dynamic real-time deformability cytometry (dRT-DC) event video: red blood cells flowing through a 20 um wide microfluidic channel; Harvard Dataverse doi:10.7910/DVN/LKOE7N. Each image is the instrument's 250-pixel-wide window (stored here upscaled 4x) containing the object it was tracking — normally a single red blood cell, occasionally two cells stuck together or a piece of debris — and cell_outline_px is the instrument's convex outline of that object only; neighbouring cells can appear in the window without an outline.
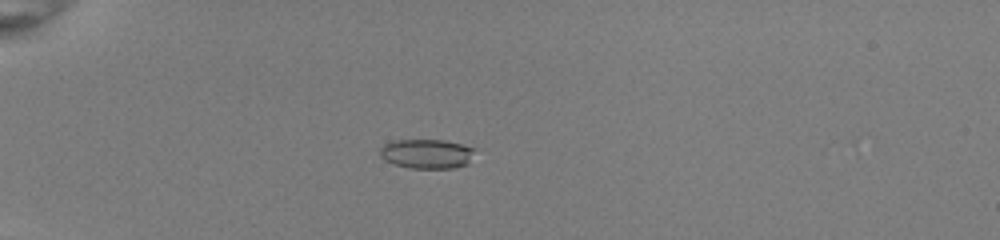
{"species": "common noctule bat (a hibernating species)", "species_latin": "Nyctalus noctula", "temperature_condition": "room temperature", "stored_images_in_passage": 48, "camera_frame_rate_fps": 3000, "um_per_image_px": 0.085, "animal": {"sex": "female", "body_mass_g": 22.0, "forearm_length_mm": 56.7}, "frame": {"image": 1, "passage_image": 12, "time_ms": 3.667, "image_size_px": [1000, 240], "cell_outline_px": [[476, 148], [468, 164], [452, 168], [412, 168], [396, 164], [384, 160], [380, 156], [380, 148], [384, 144], [396, 140], [444, 140]], "centroid_in_image_um": [36.28, 13.07], "position_along_channel_um": 48.7, "area_um2": 16.18}}
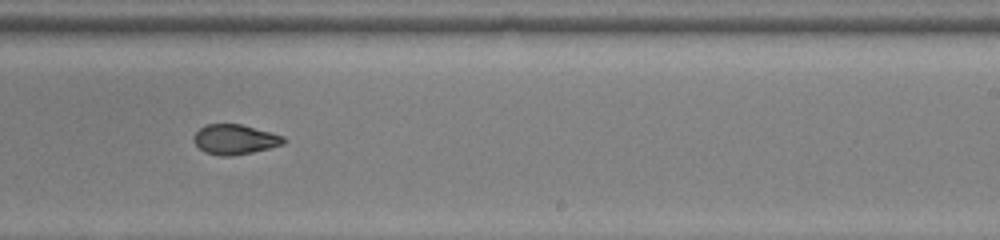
{"frame": {"image": 2, "passage_image": 31, "time_ms": 10.0, "image_size_px": [1000, 240], "cell_outline_px": [[288, 140], [284, 144], [252, 152], [232, 156], [220, 156], [204, 152], [196, 144], [192, 136], [204, 124], [240, 124], [284, 136]], "centroid_in_image_um": [19.96, 11.85], "position_along_channel_um": 269.0, "area_um2": 15.66}}
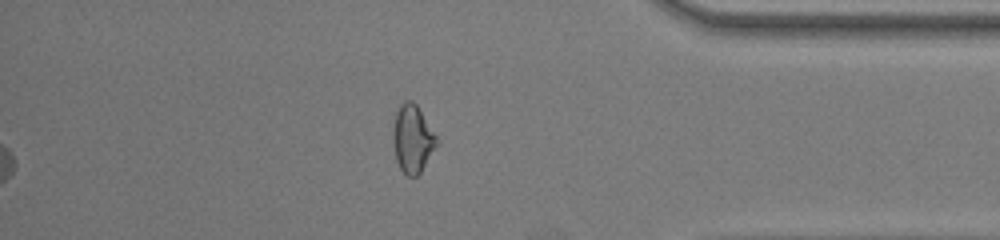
{"frame": {"image": 3, "passage_image": 42, "time_ms": 13.667, "image_size_px": [1000, 240], "cell_outline_px": [[440, 140], [420, 172], [416, 176], [408, 176], [400, 168], [396, 160], [396, 112], [400, 104], [404, 100], [412, 100], [416, 104]], "centroid_in_image_um": [35.13, 11.78], "position_along_channel_um": 400.1, "area_um2": 16.47}, "authors_computed_cell_mechanics": {"area_um2": 16.5597, "velocity_mm_per_s": 4.0318, "shape_relaxation_time_tau1_ms": null, "shape_relaxation_time_tau2_ms": 1.9553, "deformation_change_tau1": null, "deformation_change_tau2": 0.0651}}